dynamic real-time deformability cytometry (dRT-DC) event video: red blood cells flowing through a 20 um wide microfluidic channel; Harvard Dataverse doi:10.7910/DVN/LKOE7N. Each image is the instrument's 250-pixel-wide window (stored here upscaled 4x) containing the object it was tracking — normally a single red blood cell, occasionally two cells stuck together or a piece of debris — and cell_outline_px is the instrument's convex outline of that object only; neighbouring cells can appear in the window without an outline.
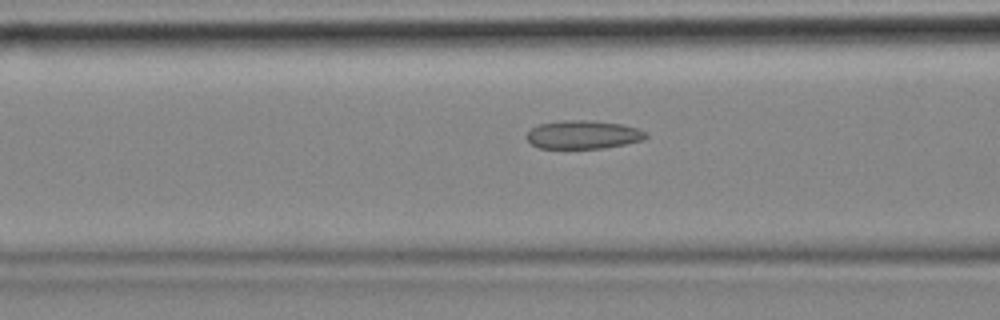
{"species": "common noctule bat (a hibernating species)", "species_latin": "Nyctalus noctula", "temperature_condition": "cold", "stored_images_in_passage": 23, "camera_frame_rate_fps": 3000, "um_per_image_px": 0.085, "animal": {"sex": "female", "body_mass_g": 18.4}, "frame": {"image": 1, "passage_image": 10, "time_ms": 3.0, "image_size_px": [1000, 320], "cell_outline_px": [[648, 136], [644, 140], [604, 148], [540, 148], [532, 144], [524, 136], [532, 128], [540, 124], [564, 120], [588, 120], [620, 124], [636, 128], [644, 132]], "centroid_in_image_um": [49.54, 11.45], "position_along_channel_um": 117.1, "area_um2": 19.54}}